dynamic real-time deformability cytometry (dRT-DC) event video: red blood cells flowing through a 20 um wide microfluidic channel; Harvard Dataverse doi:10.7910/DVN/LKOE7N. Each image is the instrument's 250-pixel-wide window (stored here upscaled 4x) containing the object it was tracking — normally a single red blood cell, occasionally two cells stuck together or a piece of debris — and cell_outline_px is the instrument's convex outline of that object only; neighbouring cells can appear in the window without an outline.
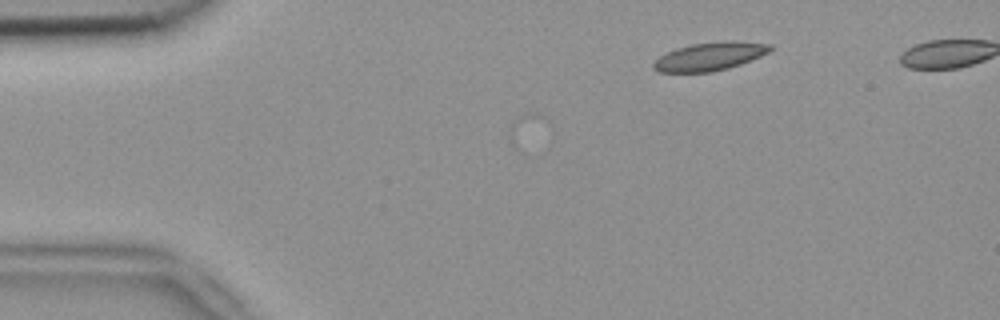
{"species": "common noctule bat (a hibernating species)", "species_latin": "Nyctalus noctula", "temperature_condition": "room temperature", "stored_images_in_passage": 2, "camera_frame_rate_fps": 3000, "um_per_image_px": 0.085, "animal": {"sex": "female", "body_mass_g": 18.4}, "frame": {"image": 1, "passage_image": 2, "time_ms": 0.333, "image_size_px": [1000, 320], "cell_outline_px": [[772, 48], [768, 52], [760, 56], [740, 64], [728, 68], [712, 72], [660, 72], [652, 68], [652, 64], [660, 56], [676, 48], [692, 44], [732, 40], [772, 44]], "centroid_in_image_um": [60.33, 4.79], "position_along_channel_um": 24.7, "area_um2": 19.07}}